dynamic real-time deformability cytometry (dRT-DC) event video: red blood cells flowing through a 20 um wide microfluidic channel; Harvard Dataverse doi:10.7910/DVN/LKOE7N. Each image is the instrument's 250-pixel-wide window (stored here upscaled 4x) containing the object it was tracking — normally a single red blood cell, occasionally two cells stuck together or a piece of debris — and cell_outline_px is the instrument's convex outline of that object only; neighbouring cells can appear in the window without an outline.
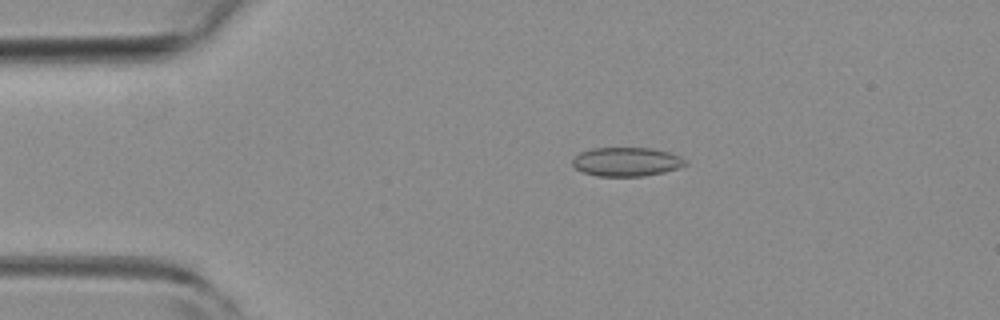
{"species": "common noctule bat (a hibernating species)", "species_latin": "Nyctalus noctula", "temperature_condition": "room temperature", "stored_images_in_passage": 5, "camera_frame_rate_fps": 3000, "um_per_image_px": 0.085, "animal": {"sex": "female", "body_mass_g": 19.3, "forearm_length_mm": 54.1}, "frame": {"image": 1, "passage_image": 3, "time_ms": 0.667, "image_size_px": [1000, 320], "cell_outline_px": [[688, 164], [664, 172], [644, 176], [596, 176], [584, 172], [576, 168], [572, 164], [572, 156], [580, 152], [592, 148], [652, 148], [668, 152], [680, 156]], "centroid_in_image_um": [53.21, 13.74], "position_along_channel_um": 31.8, "area_um2": 19.02}}
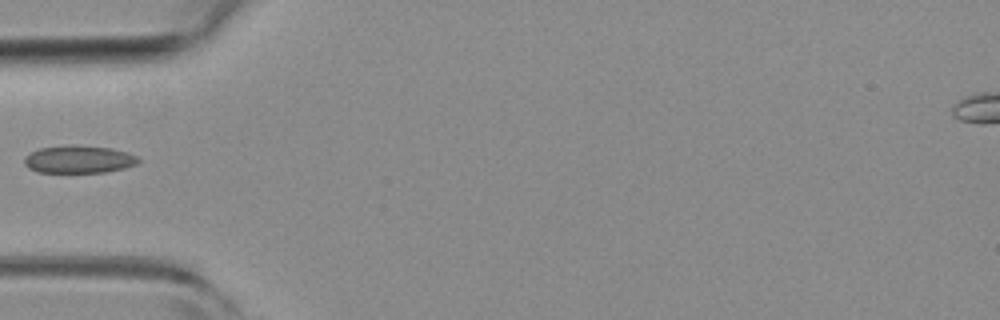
{"frame": {"image": 2, "passage_image": 5, "time_ms": 1.333, "image_size_px": [1000, 320], "cell_outline_px": [[140, 160], [136, 164], [124, 168], [104, 172], [36, 172], [28, 168], [24, 164], [24, 156], [40, 148], [72, 144], [76, 144], [112, 148], [128, 152], [136, 156]], "centroid_in_image_um": [6.68, 13.53], "position_along_channel_um": 78.3, "area_um2": 18.5}}